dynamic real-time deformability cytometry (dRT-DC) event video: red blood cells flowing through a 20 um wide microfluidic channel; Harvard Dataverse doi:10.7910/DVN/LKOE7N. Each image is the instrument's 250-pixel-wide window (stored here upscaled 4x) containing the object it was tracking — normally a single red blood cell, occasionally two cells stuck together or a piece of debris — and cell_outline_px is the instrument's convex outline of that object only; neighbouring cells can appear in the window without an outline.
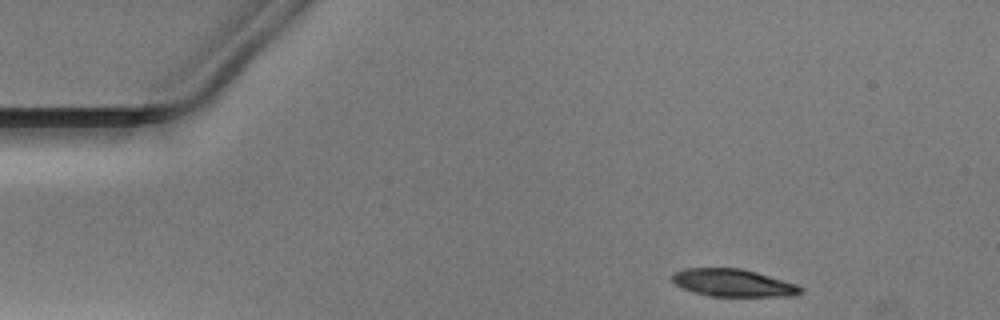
{"species": "Egyptian fruit bat (a non-hibernating species)", "species_latin": "Rousettus aegyptiacus", "temperature_condition": "warm", "stored_images_in_passage": 35, "camera_frame_rate_fps": 3000, "um_per_image_px": 0.085, "animal": {"sex": "male"}, "frame": {"image": 1, "passage_image": 1, "time_ms": 0.0, "image_size_px": [1000, 320], "cell_outline_px": [[804, 292], [792, 296], [708, 296], [692, 292], [676, 284], [672, 280], [672, 272], [684, 268], [740, 268], [756, 272], [796, 284], [804, 288]], "centroid_in_image_um": [62.31, 24.04], "position_along_channel_um": 22.7, "area_um2": 20.63}}
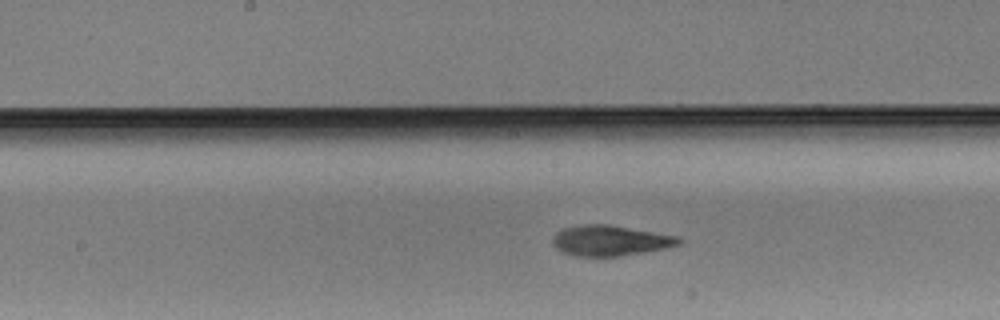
{"frame": {"image": 2, "passage_image": 20, "time_ms": 6.333, "image_size_px": [1000, 320], "cell_outline_px": [[680, 244], [648, 252], [616, 256], [572, 256], [556, 248], [552, 244], [552, 236], [556, 232], [564, 228], [584, 224], [608, 224], [680, 236]], "centroid_in_image_um": [51.85, 20.44], "position_along_channel_um": 196.3, "area_um2": 22.48}}
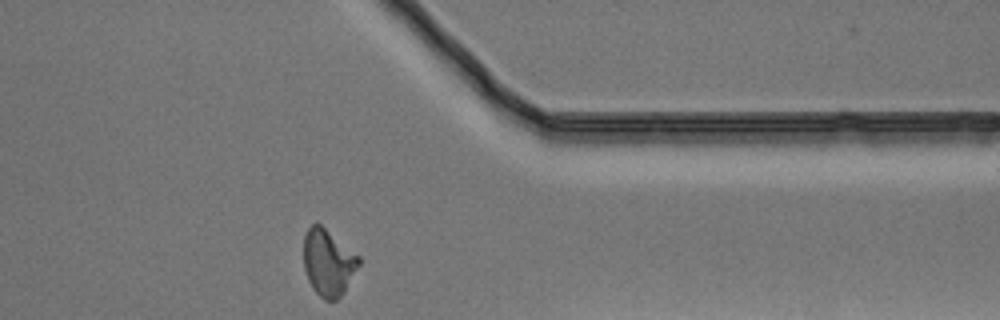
{"frame": {"image": 3, "passage_image": 35, "time_ms": 11.333, "image_size_px": [1000, 320], "cell_outline_px": [[360, 264], [344, 292], [336, 300], [324, 300], [312, 288], [308, 280], [304, 268], [304, 236], [308, 228], [316, 220], [360, 256]], "centroid_in_image_um": [27.9, 22.29], "position_along_channel_um": 383.5, "area_um2": 21.56}}